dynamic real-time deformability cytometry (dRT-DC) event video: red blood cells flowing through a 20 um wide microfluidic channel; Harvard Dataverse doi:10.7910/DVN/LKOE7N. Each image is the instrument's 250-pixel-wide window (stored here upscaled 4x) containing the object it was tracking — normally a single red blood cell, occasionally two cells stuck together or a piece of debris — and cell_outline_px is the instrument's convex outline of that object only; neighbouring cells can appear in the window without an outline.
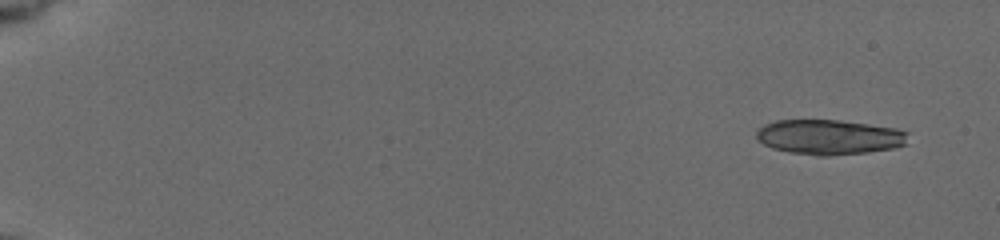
{"species": "common noctule bat (a hibernating species)", "species_latin": "Nyctalus noctula", "temperature_condition": "cold", "stored_images_in_passage": 54, "camera_frame_rate_fps": 3000, "um_per_image_px": 0.085, "animal": {"sex": "female", "body_mass_g": 19.5, "forearm_length_mm": 54.1}, "frame": {"image": 1, "passage_image": 1, "time_ms": 0.0, "image_size_px": [1000, 240], "cell_outline_px": [[908, 144], [892, 148], [868, 152], [828, 156], [816, 156], [788, 152], [772, 148], [756, 140], [756, 132], [764, 124], [776, 120], [840, 120], [896, 128], [908, 132]], "centroid_in_image_um": [70.48, 11.65], "position_along_channel_um": 14.5, "area_um2": 31.15}}
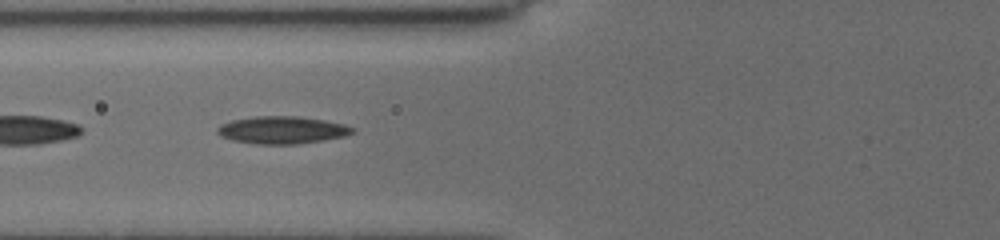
{"frame": {"image": 2, "passage_image": 39, "time_ms": 7.0, "image_size_px": [1000, 240], "cell_outline_px": [[356, 128], [352, 132], [344, 136], [324, 140], [296, 144], [256, 144], [232, 140], [220, 136], [216, 132], [216, 128], [220, 124], [232, 120], [256, 116], [296, 116], [324, 120], [344, 124]], "centroid_in_image_um": [23.94, 11.05], "position_along_channel_um": 101.9, "area_um2": 21.62}}
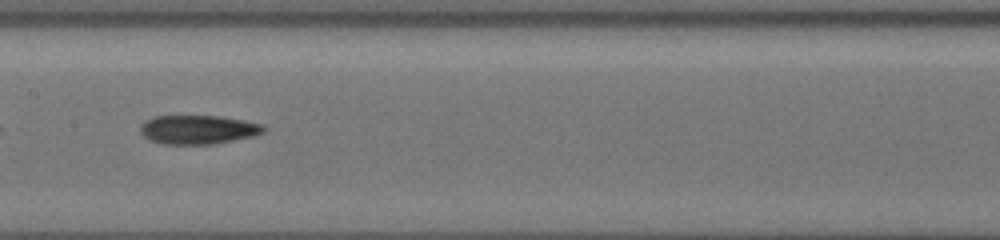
{"frame": {"image": 3, "passage_image": 53, "time_ms": 9.333, "image_size_px": [1000, 240], "cell_outline_px": [[268, 128], [264, 132], [256, 136], [212, 144], [160, 144], [148, 140], [140, 132], [140, 124], [144, 120], [152, 116], [216, 116], [244, 120], [264, 124]], "centroid_in_image_um": [16.84, 11.02], "position_along_channel_um": 190.6, "area_um2": 21.15}}